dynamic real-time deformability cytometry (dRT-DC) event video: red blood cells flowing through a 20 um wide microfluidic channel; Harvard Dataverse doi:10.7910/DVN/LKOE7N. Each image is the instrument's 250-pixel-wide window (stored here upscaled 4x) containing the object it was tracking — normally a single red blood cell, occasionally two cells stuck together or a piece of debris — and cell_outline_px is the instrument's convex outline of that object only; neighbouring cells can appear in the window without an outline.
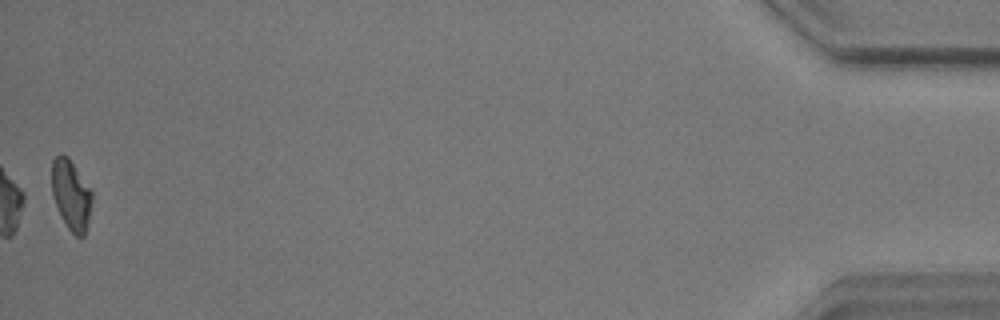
{"species": "common noctule bat (a hibernating species)", "species_latin": "Nyctalus noctula", "temperature_condition": "warm", "stored_images_in_passage": 45, "camera_frame_rate_fps": 3000, "um_per_image_px": 0.085, "animal": {"sex": "male", "body_mass_g": 17.9}, "frame": {"image": 1, "passage_image": 45, "time_ms": 14.667, "image_size_px": [1000, 320], "cell_outline_px": [[92, 200], [88, 224], [84, 236], [76, 236], [68, 228], [56, 204], [52, 192], [52, 160], [60, 152], [68, 156], [92, 192]], "centroid_in_image_um": [6.05, 16.53], "position_along_channel_um": 429.2, "area_um2": 16.18}, "authors_computed_cell_mechanics": {"area_um2": 17.5134, "velocity_mm_per_s": 3.5352, "shape_relaxation_time_tau1_ms": 4.7399, "shape_relaxation_time_tau2_ms": 3.6345, "deformation_change_tau1": 0.167, "deformation_change_tau2": 0.094}}